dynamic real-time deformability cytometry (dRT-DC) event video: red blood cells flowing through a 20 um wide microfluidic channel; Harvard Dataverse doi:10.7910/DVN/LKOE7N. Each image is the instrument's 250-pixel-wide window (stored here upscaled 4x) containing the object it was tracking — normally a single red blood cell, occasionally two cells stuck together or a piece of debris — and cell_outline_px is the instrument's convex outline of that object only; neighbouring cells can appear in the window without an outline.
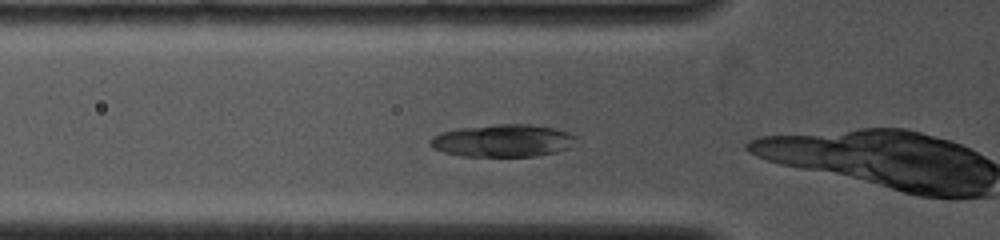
{"species": "common noctule bat (a hibernating species)", "species_latin": "Nyctalus noctula", "temperature_condition": "cold", "stored_images_in_passage": 5, "camera_frame_rate_fps": 4000, "um_per_image_px": 0.085, "animal": {"sex": "female", "body_mass_g": 19.0, "forearm_length_mm": 53.3}, "frame": {"image": 1, "passage_image": 2, "time_ms": 0.25, "image_size_px": [1000, 240], "cell_outline_px": [[576, 136], [568, 148], [556, 152], [536, 156], [460, 156], [444, 152], [432, 148], [428, 144], [428, 140], [432, 136], [440, 132], [456, 128], [496, 124], [528, 124], [552, 128], [568, 132]], "centroid_in_image_um": [42.65, 11.95], "position_along_channel_um": 83.2, "area_um2": 27.69}}